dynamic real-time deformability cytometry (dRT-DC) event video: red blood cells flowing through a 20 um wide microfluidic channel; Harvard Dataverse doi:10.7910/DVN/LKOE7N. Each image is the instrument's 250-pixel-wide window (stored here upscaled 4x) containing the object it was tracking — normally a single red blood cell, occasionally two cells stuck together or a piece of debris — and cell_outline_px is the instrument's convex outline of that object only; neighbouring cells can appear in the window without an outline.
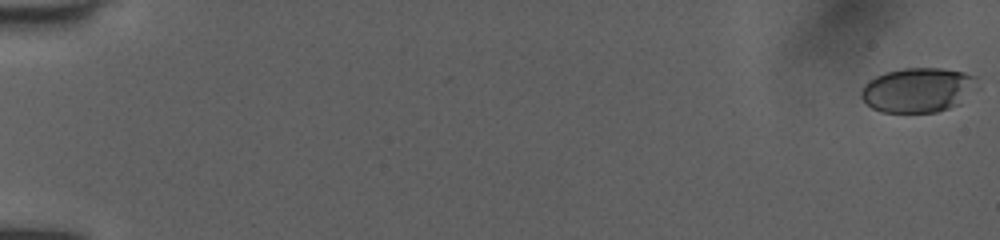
{"species": "human", "species_latin": "Homo sapiens", "temperature_condition": "room temperature", "stored_images_in_passage": 53, "camera_frame_rate_fps": 3000, "um_per_image_px": 0.085, "donor": {"sex": "female"}, "frame": {"image": 1, "passage_image": 1, "time_ms": 0.0, "image_size_px": [1000, 240], "cell_outline_px": [[976, 80], [960, 104], [936, 112], [880, 112], [872, 108], [860, 96], [860, 92], [864, 84], [876, 76], [888, 72], [904, 68], [940, 68], [964, 72], [976, 76]], "centroid_in_image_um": [77.96, 7.65], "position_along_channel_um": 7.0, "area_um2": 29.65}}
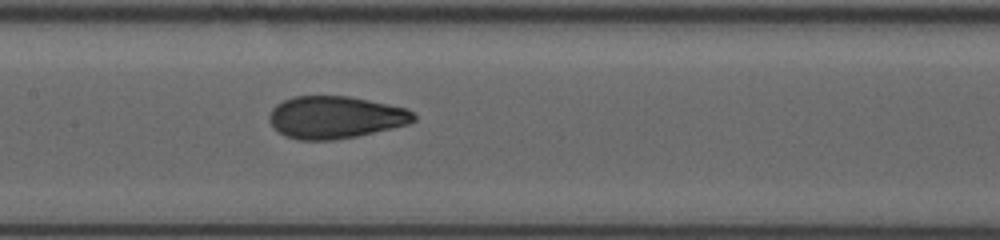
{"frame": {"image": 2, "passage_image": 28, "time_ms": 9.0, "image_size_px": [1000, 240], "cell_outline_px": [[416, 120], [408, 124], [356, 136], [332, 140], [300, 140], [284, 136], [268, 120], [268, 116], [272, 108], [276, 104], [292, 96], [348, 96], [408, 108], [416, 116]], "centroid_in_image_um": [28.49, 9.96], "position_along_channel_um": 178.9, "area_um2": 35.55}}
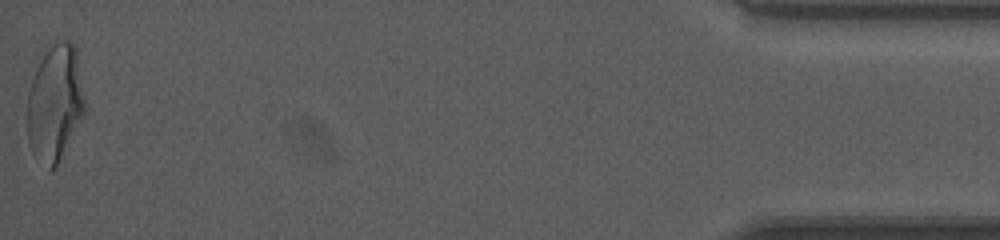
{"frame": {"image": 3, "passage_image": 53, "time_ms": 17.333, "image_size_px": [1000, 240], "cell_outline_px": [[84, 116], [56, 168], [52, 172], [48, 172], [32, 152], [28, 144], [28, 92], [44, 44], [60, 40], [72, 40], [76, 48], [84, 100]], "centroid_in_image_um": [4.66, 8.74], "position_along_channel_um": 430.5, "area_um2": 39.88}, "authors_computed_cell_mechanics": {"area_um2": 35.2002, "velocity_mm_per_s": 4.0556, "shape_relaxation_time_tau1_ms": 6.7853, "shape_relaxation_time_tau2_ms": 0.8325, "deformation_change_tau1": 0.1988, "deformation_change_tau2": 0.0643}}